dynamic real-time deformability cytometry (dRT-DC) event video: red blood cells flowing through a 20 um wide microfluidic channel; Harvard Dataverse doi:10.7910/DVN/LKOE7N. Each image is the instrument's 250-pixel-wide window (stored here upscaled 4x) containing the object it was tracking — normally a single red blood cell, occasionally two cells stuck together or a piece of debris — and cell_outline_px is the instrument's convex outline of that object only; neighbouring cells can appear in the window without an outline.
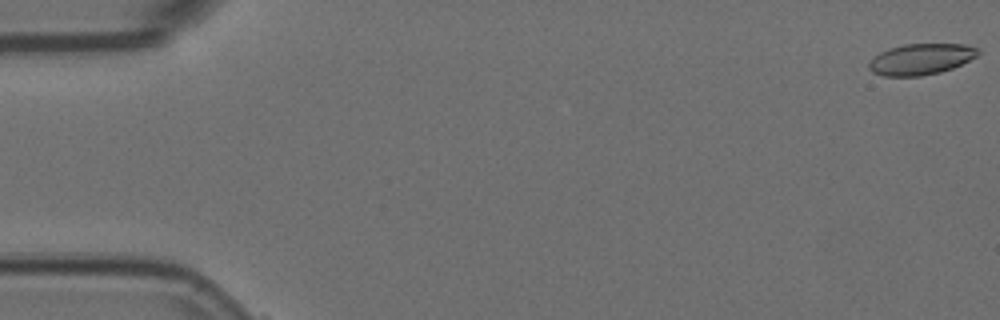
{"species": "Egyptian fruit bat (a non-hibernating species)", "species_latin": "Rousettus aegyptiacus", "temperature_condition": "room temperature", "stored_images_in_passage": 9, "camera_frame_rate_fps": 3000, "um_per_image_px": 0.085, "animal": {"sex": "female"}, "frame": {"image": 1, "passage_image": 1, "time_ms": 0.0, "image_size_px": [1000, 320], "cell_outline_px": [[980, 52], [976, 56], [952, 68], [940, 72], [920, 76], [884, 76], [872, 72], [868, 68], [868, 64], [880, 52], [888, 48], [904, 44], [964, 44], [980, 48]], "centroid_in_image_um": [78.28, 5.02], "position_along_channel_um": 6.7, "area_um2": 19.65}}
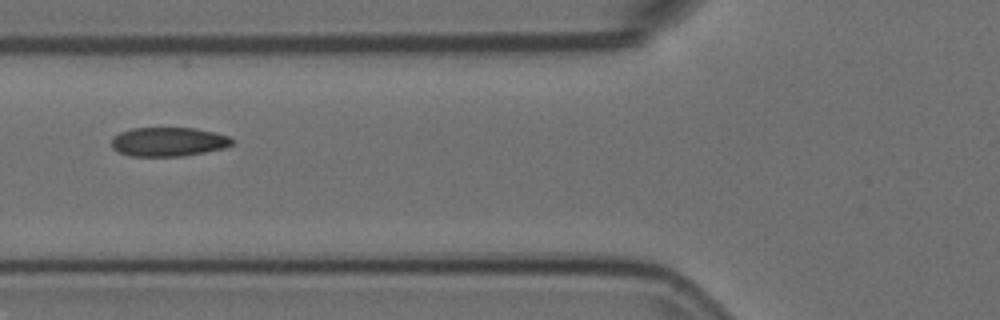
{"frame": {"image": 2, "passage_image": 7, "time_ms": 2.0, "image_size_px": [1000, 320], "cell_outline_px": [[236, 140], [232, 144], [224, 148], [184, 156], [132, 156], [120, 152], [112, 148], [112, 140], [120, 132], [132, 128], [196, 128], [228, 136]], "centroid_in_image_um": [14.34, 12.05], "position_along_channel_um": 111.5, "area_um2": 20.29}}
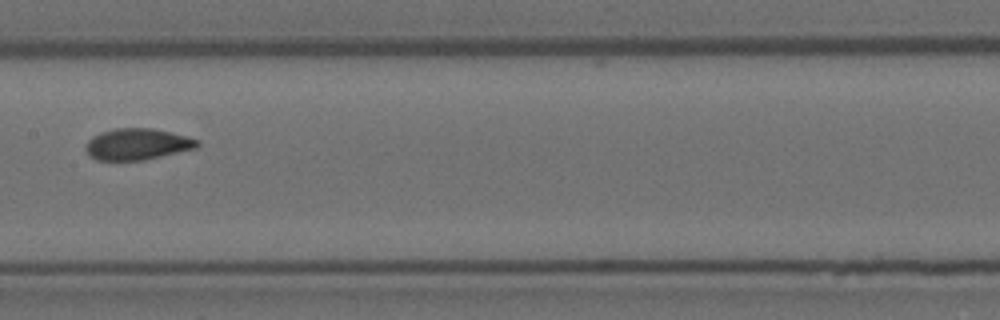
{"frame": {"image": 3, "passage_image": 9, "time_ms": 2.667, "image_size_px": [1000, 320], "cell_outline_px": [[200, 144], [196, 148], [144, 160], [96, 160], [84, 148], [88, 140], [92, 136], [100, 132], [116, 128], [152, 128], [188, 136], [200, 140]], "centroid_in_image_um": [11.68, 12.24], "position_along_channel_um": 195.7, "area_um2": 20.4}}